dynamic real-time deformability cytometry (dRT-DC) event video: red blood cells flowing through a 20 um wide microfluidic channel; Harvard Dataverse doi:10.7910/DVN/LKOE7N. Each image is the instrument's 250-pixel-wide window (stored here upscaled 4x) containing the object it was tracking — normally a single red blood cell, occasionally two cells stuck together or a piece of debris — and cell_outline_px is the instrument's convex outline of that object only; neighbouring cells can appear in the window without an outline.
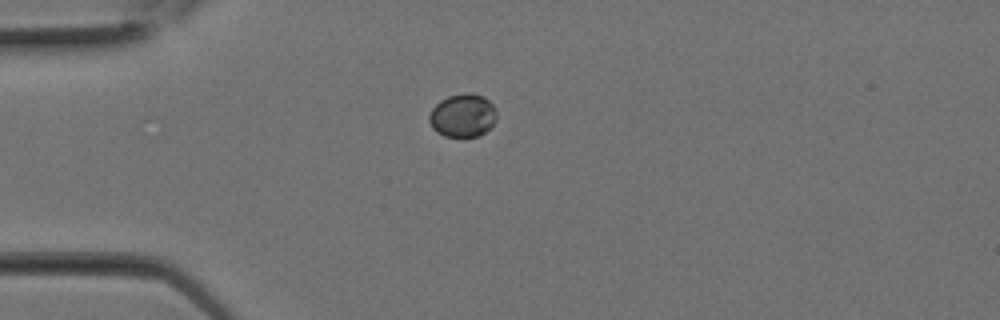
{"species": "Egyptian fruit bat (a non-hibernating species)", "species_latin": "Rousettus aegyptiacus", "temperature_condition": "room temperature", "stored_images_in_passage": 3, "segment_of_instrument_passage": [1, 2], "camera_frame_rate_fps": 3000, "um_per_image_px": 0.085, "animal": {"sex": "female"}, "frame": {"image": 1, "passage_image": 2, "time_ms": 0.333, "image_size_px": [1000, 320], "cell_outline_px": [[496, 120], [480, 136], [444, 136], [436, 132], [432, 128], [428, 120], [428, 116], [432, 108], [440, 100], [448, 96], [464, 92], [468, 92], [484, 96], [496, 108]], "centroid_in_image_um": [39.31, 9.8], "position_along_channel_um": 45.7, "area_um2": 17.11}}